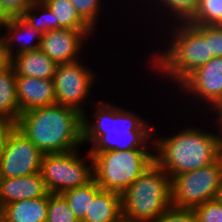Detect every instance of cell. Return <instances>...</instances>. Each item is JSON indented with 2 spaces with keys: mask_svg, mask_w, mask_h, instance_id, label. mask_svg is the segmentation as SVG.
I'll return each instance as SVG.
<instances>
[{
  "mask_svg": "<svg viewBox=\"0 0 222 222\" xmlns=\"http://www.w3.org/2000/svg\"><path fill=\"white\" fill-rule=\"evenodd\" d=\"M49 194L41 173L15 178L0 177V210L7 204Z\"/></svg>",
  "mask_w": 222,
  "mask_h": 222,
  "instance_id": "obj_14",
  "label": "cell"
},
{
  "mask_svg": "<svg viewBox=\"0 0 222 222\" xmlns=\"http://www.w3.org/2000/svg\"><path fill=\"white\" fill-rule=\"evenodd\" d=\"M12 58L7 49V43L4 37L0 34V71L11 66Z\"/></svg>",
  "mask_w": 222,
  "mask_h": 222,
  "instance_id": "obj_31",
  "label": "cell"
},
{
  "mask_svg": "<svg viewBox=\"0 0 222 222\" xmlns=\"http://www.w3.org/2000/svg\"><path fill=\"white\" fill-rule=\"evenodd\" d=\"M54 14L58 29H93L77 12L70 0H41Z\"/></svg>",
  "mask_w": 222,
  "mask_h": 222,
  "instance_id": "obj_20",
  "label": "cell"
},
{
  "mask_svg": "<svg viewBox=\"0 0 222 222\" xmlns=\"http://www.w3.org/2000/svg\"><path fill=\"white\" fill-rule=\"evenodd\" d=\"M16 125L5 121V120H0V161L3 155L4 151V146L6 143V140L10 134V131L15 127Z\"/></svg>",
  "mask_w": 222,
  "mask_h": 222,
  "instance_id": "obj_32",
  "label": "cell"
},
{
  "mask_svg": "<svg viewBox=\"0 0 222 222\" xmlns=\"http://www.w3.org/2000/svg\"><path fill=\"white\" fill-rule=\"evenodd\" d=\"M47 210L48 195L9 203L0 210V218L2 222H46Z\"/></svg>",
  "mask_w": 222,
  "mask_h": 222,
  "instance_id": "obj_17",
  "label": "cell"
},
{
  "mask_svg": "<svg viewBox=\"0 0 222 222\" xmlns=\"http://www.w3.org/2000/svg\"><path fill=\"white\" fill-rule=\"evenodd\" d=\"M16 86L21 113L56 104L53 79L16 76Z\"/></svg>",
  "mask_w": 222,
  "mask_h": 222,
  "instance_id": "obj_13",
  "label": "cell"
},
{
  "mask_svg": "<svg viewBox=\"0 0 222 222\" xmlns=\"http://www.w3.org/2000/svg\"><path fill=\"white\" fill-rule=\"evenodd\" d=\"M94 29H54L43 33L40 49L57 64L81 60L82 50ZM91 35V36H90Z\"/></svg>",
  "mask_w": 222,
  "mask_h": 222,
  "instance_id": "obj_12",
  "label": "cell"
},
{
  "mask_svg": "<svg viewBox=\"0 0 222 222\" xmlns=\"http://www.w3.org/2000/svg\"><path fill=\"white\" fill-rule=\"evenodd\" d=\"M222 182V156L212 164L171 178L172 207L193 209L217 197Z\"/></svg>",
  "mask_w": 222,
  "mask_h": 222,
  "instance_id": "obj_8",
  "label": "cell"
},
{
  "mask_svg": "<svg viewBox=\"0 0 222 222\" xmlns=\"http://www.w3.org/2000/svg\"><path fill=\"white\" fill-rule=\"evenodd\" d=\"M216 199L222 204V182H221L220 188L218 190Z\"/></svg>",
  "mask_w": 222,
  "mask_h": 222,
  "instance_id": "obj_34",
  "label": "cell"
},
{
  "mask_svg": "<svg viewBox=\"0 0 222 222\" xmlns=\"http://www.w3.org/2000/svg\"><path fill=\"white\" fill-rule=\"evenodd\" d=\"M78 14L96 31L102 0H70Z\"/></svg>",
  "mask_w": 222,
  "mask_h": 222,
  "instance_id": "obj_26",
  "label": "cell"
},
{
  "mask_svg": "<svg viewBox=\"0 0 222 222\" xmlns=\"http://www.w3.org/2000/svg\"><path fill=\"white\" fill-rule=\"evenodd\" d=\"M81 61V62H80ZM97 73L85 66L82 60L58 64L53 76L56 104L71 107L84 114V104L90 96Z\"/></svg>",
  "mask_w": 222,
  "mask_h": 222,
  "instance_id": "obj_9",
  "label": "cell"
},
{
  "mask_svg": "<svg viewBox=\"0 0 222 222\" xmlns=\"http://www.w3.org/2000/svg\"><path fill=\"white\" fill-rule=\"evenodd\" d=\"M82 124V113L54 104L21 113L15 125L43 154H52L80 149Z\"/></svg>",
  "mask_w": 222,
  "mask_h": 222,
  "instance_id": "obj_2",
  "label": "cell"
},
{
  "mask_svg": "<svg viewBox=\"0 0 222 222\" xmlns=\"http://www.w3.org/2000/svg\"><path fill=\"white\" fill-rule=\"evenodd\" d=\"M153 222H197L192 209L171 207Z\"/></svg>",
  "mask_w": 222,
  "mask_h": 222,
  "instance_id": "obj_29",
  "label": "cell"
},
{
  "mask_svg": "<svg viewBox=\"0 0 222 222\" xmlns=\"http://www.w3.org/2000/svg\"><path fill=\"white\" fill-rule=\"evenodd\" d=\"M94 105L93 119L91 114L90 117L87 112L83 114L82 142L92 144L89 153L154 149L152 137L158 132L144 117L108 102L98 100ZM91 119L94 121L91 122ZM148 144L152 147L148 148Z\"/></svg>",
  "mask_w": 222,
  "mask_h": 222,
  "instance_id": "obj_1",
  "label": "cell"
},
{
  "mask_svg": "<svg viewBox=\"0 0 222 222\" xmlns=\"http://www.w3.org/2000/svg\"><path fill=\"white\" fill-rule=\"evenodd\" d=\"M79 149L43 154L40 173L49 193L62 194L64 191L84 186L94 179L93 157L86 153L81 157ZM91 163L88 165L85 161ZM86 163V164H85Z\"/></svg>",
  "mask_w": 222,
  "mask_h": 222,
  "instance_id": "obj_7",
  "label": "cell"
},
{
  "mask_svg": "<svg viewBox=\"0 0 222 222\" xmlns=\"http://www.w3.org/2000/svg\"><path fill=\"white\" fill-rule=\"evenodd\" d=\"M2 22H3V18L0 16V30H2Z\"/></svg>",
  "mask_w": 222,
  "mask_h": 222,
  "instance_id": "obj_37",
  "label": "cell"
},
{
  "mask_svg": "<svg viewBox=\"0 0 222 222\" xmlns=\"http://www.w3.org/2000/svg\"><path fill=\"white\" fill-rule=\"evenodd\" d=\"M214 113L215 115L217 114L218 116H216L217 118H215V122H218L219 120H222V102L214 109Z\"/></svg>",
  "mask_w": 222,
  "mask_h": 222,
  "instance_id": "obj_33",
  "label": "cell"
},
{
  "mask_svg": "<svg viewBox=\"0 0 222 222\" xmlns=\"http://www.w3.org/2000/svg\"><path fill=\"white\" fill-rule=\"evenodd\" d=\"M2 29H5L7 32L1 35L6 40L7 49L11 58L22 52L40 48L43 32L32 28L21 17L3 19ZM14 47H16V49Z\"/></svg>",
  "mask_w": 222,
  "mask_h": 222,
  "instance_id": "obj_15",
  "label": "cell"
},
{
  "mask_svg": "<svg viewBox=\"0 0 222 222\" xmlns=\"http://www.w3.org/2000/svg\"><path fill=\"white\" fill-rule=\"evenodd\" d=\"M21 18L32 28L43 33L58 29V22H55L54 14L41 0H35L31 7L25 10Z\"/></svg>",
  "mask_w": 222,
  "mask_h": 222,
  "instance_id": "obj_22",
  "label": "cell"
},
{
  "mask_svg": "<svg viewBox=\"0 0 222 222\" xmlns=\"http://www.w3.org/2000/svg\"><path fill=\"white\" fill-rule=\"evenodd\" d=\"M11 66L16 76L53 79L58 64L39 48L13 56Z\"/></svg>",
  "mask_w": 222,
  "mask_h": 222,
  "instance_id": "obj_16",
  "label": "cell"
},
{
  "mask_svg": "<svg viewBox=\"0 0 222 222\" xmlns=\"http://www.w3.org/2000/svg\"><path fill=\"white\" fill-rule=\"evenodd\" d=\"M122 217L153 222L172 207L171 178L155 162L121 194Z\"/></svg>",
  "mask_w": 222,
  "mask_h": 222,
  "instance_id": "obj_5",
  "label": "cell"
},
{
  "mask_svg": "<svg viewBox=\"0 0 222 222\" xmlns=\"http://www.w3.org/2000/svg\"><path fill=\"white\" fill-rule=\"evenodd\" d=\"M101 190L99 185L93 179L84 186L68 189L62 193L68 202L69 207L75 214L79 222H82L89 211L90 202L94 196Z\"/></svg>",
  "mask_w": 222,
  "mask_h": 222,
  "instance_id": "obj_21",
  "label": "cell"
},
{
  "mask_svg": "<svg viewBox=\"0 0 222 222\" xmlns=\"http://www.w3.org/2000/svg\"><path fill=\"white\" fill-rule=\"evenodd\" d=\"M46 222H79L62 194H48Z\"/></svg>",
  "mask_w": 222,
  "mask_h": 222,
  "instance_id": "obj_25",
  "label": "cell"
},
{
  "mask_svg": "<svg viewBox=\"0 0 222 222\" xmlns=\"http://www.w3.org/2000/svg\"><path fill=\"white\" fill-rule=\"evenodd\" d=\"M210 55L222 57V25H209Z\"/></svg>",
  "mask_w": 222,
  "mask_h": 222,
  "instance_id": "obj_30",
  "label": "cell"
},
{
  "mask_svg": "<svg viewBox=\"0 0 222 222\" xmlns=\"http://www.w3.org/2000/svg\"><path fill=\"white\" fill-rule=\"evenodd\" d=\"M35 0H0V16L3 19L21 17Z\"/></svg>",
  "mask_w": 222,
  "mask_h": 222,
  "instance_id": "obj_28",
  "label": "cell"
},
{
  "mask_svg": "<svg viewBox=\"0 0 222 222\" xmlns=\"http://www.w3.org/2000/svg\"><path fill=\"white\" fill-rule=\"evenodd\" d=\"M16 75L12 66L0 71V120L16 124L21 111L17 101Z\"/></svg>",
  "mask_w": 222,
  "mask_h": 222,
  "instance_id": "obj_19",
  "label": "cell"
},
{
  "mask_svg": "<svg viewBox=\"0 0 222 222\" xmlns=\"http://www.w3.org/2000/svg\"><path fill=\"white\" fill-rule=\"evenodd\" d=\"M192 210L197 222H222V204L217 199L207 201Z\"/></svg>",
  "mask_w": 222,
  "mask_h": 222,
  "instance_id": "obj_27",
  "label": "cell"
},
{
  "mask_svg": "<svg viewBox=\"0 0 222 222\" xmlns=\"http://www.w3.org/2000/svg\"><path fill=\"white\" fill-rule=\"evenodd\" d=\"M121 218V194L101 189L90 202L82 222H118Z\"/></svg>",
  "mask_w": 222,
  "mask_h": 222,
  "instance_id": "obj_18",
  "label": "cell"
},
{
  "mask_svg": "<svg viewBox=\"0 0 222 222\" xmlns=\"http://www.w3.org/2000/svg\"><path fill=\"white\" fill-rule=\"evenodd\" d=\"M174 22L170 27L171 42L163 52L151 54L152 68L169 78L177 87L196 69L213 58L209 47V25ZM174 30V31H173Z\"/></svg>",
  "mask_w": 222,
  "mask_h": 222,
  "instance_id": "obj_4",
  "label": "cell"
},
{
  "mask_svg": "<svg viewBox=\"0 0 222 222\" xmlns=\"http://www.w3.org/2000/svg\"><path fill=\"white\" fill-rule=\"evenodd\" d=\"M191 25H222V0H200Z\"/></svg>",
  "mask_w": 222,
  "mask_h": 222,
  "instance_id": "obj_24",
  "label": "cell"
},
{
  "mask_svg": "<svg viewBox=\"0 0 222 222\" xmlns=\"http://www.w3.org/2000/svg\"><path fill=\"white\" fill-rule=\"evenodd\" d=\"M177 88V92L192 95L196 103L200 100L201 104L214 110L222 102V57H213L192 72Z\"/></svg>",
  "mask_w": 222,
  "mask_h": 222,
  "instance_id": "obj_11",
  "label": "cell"
},
{
  "mask_svg": "<svg viewBox=\"0 0 222 222\" xmlns=\"http://www.w3.org/2000/svg\"><path fill=\"white\" fill-rule=\"evenodd\" d=\"M218 124L220 127V131H221V145H222V120H219L218 122H215V124Z\"/></svg>",
  "mask_w": 222,
  "mask_h": 222,
  "instance_id": "obj_35",
  "label": "cell"
},
{
  "mask_svg": "<svg viewBox=\"0 0 222 222\" xmlns=\"http://www.w3.org/2000/svg\"><path fill=\"white\" fill-rule=\"evenodd\" d=\"M157 2L160 8L165 9L164 12H167L168 14L166 17L170 15V19H174L171 21L177 22H188L193 15L195 14L198 4L200 0H148V2ZM167 10V11H166ZM177 19V20H176Z\"/></svg>",
  "mask_w": 222,
  "mask_h": 222,
  "instance_id": "obj_23",
  "label": "cell"
},
{
  "mask_svg": "<svg viewBox=\"0 0 222 222\" xmlns=\"http://www.w3.org/2000/svg\"><path fill=\"white\" fill-rule=\"evenodd\" d=\"M43 153L16 126L10 131L0 161V177L39 173Z\"/></svg>",
  "mask_w": 222,
  "mask_h": 222,
  "instance_id": "obj_10",
  "label": "cell"
},
{
  "mask_svg": "<svg viewBox=\"0 0 222 222\" xmlns=\"http://www.w3.org/2000/svg\"><path fill=\"white\" fill-rule=\"evenodd\" d=\"M217 126V134L186 127L172 136H154V162L170 178L212 164L222 156L221 131Z\"/></svg>",
  "mask_w": 222,
  "mask_h": 222,
  "instance_id": "obj_3",
  "label": "cell"
},
{
  "mask_svg": "<svg viewBox=\"0 0 222 222\" xmlns=\"http://www.w3.org/2000/svg\"><path fill=\"white\" fill-rule=\"evenodd\" d=\"M94 180L102 190L122 194L154 162V149L90 153Z\"/></svg>",
  "mask_w": 222,
  "mask_h": 222,
  "instance_id": "obj_6",
  "label": "cell"
},
{
  "mask_svg": "<svg viewBox=\"0 0 222 222\" xmlns=\"http://www.w3.org/2000/svg\"><path fill=\"white\" fill-rule=\"evenodd\" d=\"M118 222H140V221H133L122 217Z\"/></svg>",
  "mask_w": 222,
  "mask_h": 222,
  "instance_id": "obj_36",
  "label": "cell"
}]
</instances>
